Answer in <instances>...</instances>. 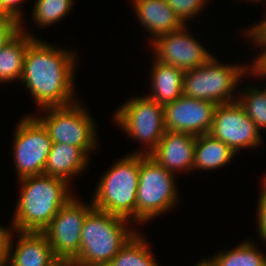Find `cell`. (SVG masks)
Segmentation results:
<instances>
[{
    "mask_svg": "<svg viewBox=\"0 0 266 266\" xmlns=\"http://www.w3.org/2000/svg\"><path fill=\"white\" fill-rule=\"evenodd\" d=\"M98 266H114L112 263H108V264H101V265H98Z\"/></svg>",
    "mask_w": 266,
    "mask_h": 266,
    "instance_id": "obj_34",
    "label": "cell"
},
{
    "mask_svg": "<svg viewBox=\"0 0 266 266\" xmlns=\"http://www.w3.org/2000/svg\"><path fill=\"white\" fill-rule=\"evenodd\" d=\"M14 233L13 230L9 239L8 266H56L60 263L42 232H16L19 236L16 247L12 243Z\"/></svg>",
    "mask_w": 266,
    "mask_h": 266,
    "instance_id": "obj_15",
    "label": "cell"
},
{
    "mask_svg": "<svg viewBox=\"0 0 266 266\" xmlns=\"http://www.w3.org/2000/svg\"><path fill=\"white\" fill-rule=\"evenodd\" d=\"M253 26H249L247 30H245L244 34L246 37L254 41V44L258 47L266 46V17L262 19L258 24H252Z\"/></svg>",
    "mask_w": 266,
    "mask_h": 266,
    "instance_id": "obj_29",
    "label": "cell"
},
{
    "mask_svg": "<svg viewBox=\"0 0 266 266\" xmlns=\"http://www.w3.org/2000/svg\"><path fill=\"white\" fill-rule=\"evenodd\" d=\"M89 159L81 148L69 144L52 143L43 174L62 178L70 184L72 177L85 170Z\"/></svg>",
    "mask_w": 266,
    "mask_h": 266,
    "instance_id": "obj_17",
    "label": "cell"
},
{
    "mask_svg": "<svg viewBox=\"0 0 266 266\" xmlns=\"http://www.w3.org/2000/svg\"><path fill=\"white\" fill-rule=\"evenodd\" d=\"M236 153L210 133L197 136L193 170H215L228 165Z\"/></svg>",
    "mask_w": 266,
    "mask_h": 266,
    "instance_id": "obj_20",
    "label": "cell"
},
{
    "mask_svg": "<svg viewBox=\"0 0 266 266\" xmlns=\"http://www.w3.org/2000/svg\"><path fill=\"white\" fill-rule=\"evenodd\" d=\"M128 224L130 226V220L126 218L93 208L83 222L80 252L71 263L76 266L111 263L137 232Z\"/></svg>",
    "mask_w": 266,
    "mask_h": 266,
    "instance_id": "obj_3",
    "label": "cell"
},
{
    "mask_svg": "<svg viewBox=\"0 0 266 266\" xmlns=\"http://www.w3.org/2000/svg\"><path fill=\"white\" fill-rule=\"evenodd\" d=\"M23 28L21 25V30L0 49V84L21 80L25 53L37 37Z\"/></svg>",
    "mask_w": 266,
    "mask_h": 266,
    "instance_id": "obj_19",
    "label": "cell"
},
{
    "mask_svg": "<svg viewBox=\"0 0 266 266\" xmlns=\"http://www.w3.org/2000/svg\"><path fill=\"white\" fill-rule=\"evenodd\" d=\"M242 242L235 249L218 252L210 261L214 266H266V255L255 243L250 240Z\"/></svg>",
    "mask_w": 266,
    "mask_h": 266,
    "instance_id": "obj_22",
    "label": "cell"
},
{
    "mask_svg": "<svg viewBox=\"0 0 266 266\" xmlns=\"http://www.w3.org/2000/svg\"><path fill=\"white\" fill-rule=\"evenodd\" d=\"M197 136L189 133L166 131L149 154L159 165L173 172L193 170Z\"/></svg>",
    "mask_w": 266,
    "mask_h": 266,
    "instance_id": "obj_14",
    "label": "cell"
},
{
    "mask_svg": "<svg viewBox=\"0 0 266 266\" xmlns=\"http://www.w3.org/2000/svg\"><path fill=\"white\" fill-rule=\"evenodd\" d=\"M174 176L149 155L140 154L136 224H145L173 209L179 196Z\"/></svg>",
    "mask_w": 266,
    "mask_h": 266,
    "instance_id": "obj_6",
    "label": "cell"
},
{
    "mask_svg": "<svg viewBox=\"0 0 266 266\" xmlns=\"http://www.w3.org/2000/svg\"><path fill=\"white\" fill-rule=\"evenodd\" d=\"M261 131L247 116L238 101L217 105L210 134L224 142L234 153L259 146Z\"/></svg>",
    "mask_w": 266,
    "mask_h": 266,
    "instance_id": "obj_11",
    "label": "cell"
},
{
    "mask_svg": "<svg viewBox=\"0 0 266 266\" xmlns=\"http://www.w3.org/2000/svg\"><path fill=\"white\" fill-rule=\"evenodd\" d=\"M75 0H36L33 6V22L40 27L51 26L68 15Z\"/></svg>",
    "mask_w": 266,
    "mask_h": 266,
    "instance_id": "obj_23",
    "label": "cell"
},
{
    "mask_svg": "<svg viewBox=\"0 0 266 266\" xmlns=\"http://www.w3.org/2000/svg\"><path fill=\"white\" fill-rule=\"evenodd\" d=\"M151 69L152 92L146 95L148 98L164 106L175 101L183 95L184 71L172 65H166L154 59Z\"/></svg>",
    "mask_w": 266,
    "mask_h": 266,
    "instance_id": "obj_18",
    "label": "cell"
},
{
    "mask_svg": "<svg viewBox=\"0 0 266 266\" xmlns=\"http://www.w3.org/2000/svg\"><path fill=\"white\" fill-rule=\"evenodd\" d=\"M0 266H8V264L7 263H4V264H1Z\"/></svg>",
    "mask_w": 266,
    "mask_h": 266,
    "instance_id": "obj_36",
    "label": "cell"
},
{
    "mask_svg": "<svg viewBox=\"0 0 266 266\" xmlns=\"http://www.w3.org/2000/svg\"><path fill=\"white\" fill-rule=\"evenodd\" d=\"M216 104L182 95L164 105L167 131L189 133L194 136L207 134L212 128Z\"/></svg>",
    "mask_w": 266,
    "mask_h": 266,
    "instance_id": "obj_13",
    "label": "cell"
},
{
    "mask_svg": "<svg viewBox=\"0 0 266 266\" xmlns=\"http://www.w3.org/2000/svg\"><path fill=\"white\" fill-rule=\"evenodd\" d=\"M249 88L239 93L237 101L260 131L266 128V90L253 86Z\"/></svg>",
    "mask_w": 266,
    "mask_h": 266,
    "instance_id": "obj_24",
    "label": "cell"
},
{
    "mask_svg": "<svg viewBox=\"0 0 266 266\" xmlns=\"http://www.w3.org/2000/svg\"><path fill=\"white\" fill-rule=\"evenodd\" d=\"M115 112L113 120L118 124L117 126L133 140L145 145V149L135 154L149 155L167 131L164 107L147 96L131 98Z\"/></svg>",
    "mask_w": 266,
    "mask_h": 266,
    "instance_id": "obj_8",
    "label": "cell"
},
{
    "mask_svg": "<svg viewBox=\"0 0 266 266\" xmlns=\"http://www.w3.org/2000/svg\"><path fill=\"white\" fill-rule=\"evenodd\" d=\"M135 16L151 33V41L157 37L179 30L184 24L176 16L166 0H132Z\"/></svg>",
    "mask_w": 266,
    "mask_h": 266,
    "instance_id": "obj_16",
    "label": "cell"
},
{
    "mask_svg": "<svg viewBox=\"0 0 266 266\" xmlns=\"http://www.w3.org/2000/svg\"><path fill=\"white\" fill-rule=\"evenodd\" d=\"M208 1V0H207ZM206 0H166L167 4L174 10L176 16L186 25L187 20L194 18L203 10L208 3ZM189 18V19H188Z\"/></svg>",
    "mask_w": 266,
    "mask_h": 266,
    "instance_id": "obj_25",
    "label": "cell"
},
{
    "mask_svg": "<svg viewBox=\"0 0 266 266\" xmlns=\"http://www.w3.org/2000/svg\"><path fill=\"white\" fill-rule=\"evenodd\" d=\"M46 116L34 115L45 127L52 143L81 148L88 156L97 147L96 124L85 106L76 101L67 106L40 109ZM45 116V117H44Z\"/></svg>",
    "mask_w": 266,
    "mask_h": 266,
    "instance_id": "obj_7",
    "label": "cell"
},
{
    "mask_svg": "<svg viewBox=\"0 0 266 266\" xmlns=\"http://www.w3.org/2000/svg\"><path fill=\"white\" fill-rule=\"evenodd\" d=\"M24 0H0V16H6L17 20L21 25L23 24V13L21 11V3Z\"/></svg>",
    "mask_w": 266,
    "mask_h": 266,
    "instance_id": "obj_28",
    "label": "cell"
},
{
    "mask_svg": "<svg viewBox=\"0 0 266 266\" xmlns=\"http://www.w3.org/2000/svg\"><path fill=\"white\" fill-rule=\"evenodd\" d=\"M112 165L101 176L92 204L95 209L133 220L136 224L140 154H126Z\"/></svg>",
    "mask_w": 266,
    "mask_h": 266,
    "instance_id": "obj_4",
    "label": "cell"
},
{
    "mask_svg": "<svg viewBox=\"0 0 266 266\" xmlns=\"http://www.w3.org/2000/svg\"><path fill=\"white\" fill-rule=\"evenodd\" d=\"M266 175H264L261 186V193L258 200L257 217L258 225L257 230L259 231L260 238L266 242Z\"/></svg>",
    "mask_w": 266,
    "mask_h": 266,
    "instance_id": "obj_27",
    "label": "cell"
},
{
    "mask_svg": "<svg viewBox=\"0 0 266 266\" xmlns=\"http://www.w3.org/2000/svg\"><path fill=\"white\" fill-rule=\"evenodd\" d=\"M20 196L12 217L15 232H42L73 194L59 177L36 175L19 179Z\"/></svg>",
    "mask_w": 266,
    "mask_h": 266,
    "instance_id": "obj_2",
    "label": "cell"
},
{
    "mask_svg": "<svg viewBox=\"0 0 266 266\" xmlns=\"http://www.w3.org/2000/svg\"><path fill=\"white\" fill-rule=\"evenodd\" d=\"M262 50L257 55L255 56L256 59L252 62L251 65L248 67V75H253V76H261L263 78L266 77V46H261ZM251 66V68H250ZM251 70V71H250Z\"/></svg>",
    "mask_w": 266,
    "mask_h": 266,
    "instance_id": "obj_30",
    "label": "cell"
},
{
    "mask_svg": "<svg viewBox=\"0 0 266 266\" xmlns=\"http://www.w3.org/2000/svg\"><path fill=\"white\" fill-rule=\"evenodd\" d=\"M247 73L246 65L222 64L212 56L203 65L184 72L183 95L216 105L237 101L232 93Z\"/></svg>",
    "mask_w": 266,
    "mask_h": 266,
    "instance_id": "obj_5",
    "label": "cell"
},
{
    "mask_svg": "<svg viewBox=\"0 0 266 266\" xmlns=\"http://www.w3.org/2000/svg\"><path fill=\"white\" fill-rule=\"evenodd\" d=\"M76 62V53L52 46L40 38L28 45L20 83L30 90L38 110L77 101L74 96Z\"/></svg>",
    "mask_w": 266,
    "mask_h": 266,
    "instance_id": "obj_1",
    "label": "cell"
},
{
    "mask_svg": "<svg viewBox=\"0 0 266 266\" xmlns=\"http://www.w3.org/2000/svg\"><path fill=\"white\" fill-rule=\"evenodd\" d=\"M248 1L261 2L262 0H247V2Z\"/></svg>",
    "mask_w": 266,
    "mask_h": 266,
    "instance_id": "obj_35",
    "label": "cell"
},
{
    "mask_svg": "<svg viewBox=\"0 0 266 266\" xmlns=\"http://www.w3.org/2000/svg\"><path fill=\"white\" fill-rule=\"evenodd\" d=\"M56 266H76L71 262H60L59 264H57Z\"/></svg>",
    "mask_w": 266,
    "mask_h": 266,
    "instance_id": "obj_33",
    "label": "cell"
},
{
    "mask_svg": "<svg viewBox=\"0 0 266 266\" xmlns=\"http://www.w3.org/2000/svg\"><path fill=\"white\" fill-rule=\"evenodd\" d=\"M90 203L80 202L73 195L42 231L60 262H71L79 254L83 222L94 208Z\"/></svg>",
    "mask_w": 266,
    "mask_h": 266,
    "instance_id": "obj_10",
    "label": "cell"
},
{
    "mask_svg": "<svg viewBox=\"0 0 266 266\" xmlns=\"http://www.w3.org/2000/svg\"><path fill=\"white\" fill-rule=\"evenodd\" d=\"M16 127L13 157L18 179L42 175L52 146L47 130L33 115L23 117Z\"/></svg>",
    "mask_w": 266,
    "mask_h": 266,
    "instance_id": "obj_9",
    "label": "cell"
},
{
    "mask_svg": "<svg viewBox=\"0 0 266 266\" xmlns=\"http://www.w3.org/2000/svg\"><path fill=\"white\" fill-rule=\"evenodd\" d=\"M12 230L11 226L10 229L8 227L0 226V265L7 263L8 245Z\"/></svg>",
    "mask_w": 266,
    "mask_h": 266,
    "instance_id": "obj_31",
    "label": "cell"
},
{
    "mask_svg": "<svg viewBox=\"0 0 266 266\" xmlns=\"http://www.w3.org/2000/svg\"><path fill=\"white\" fill-rule=\"evenodd\" d=\"M194 266H214V264L210 259H202V261L197 262Z\"/></svg>",
    "mask_w": 266,
    "mask_h": 266,
    "instance_id": "obj_32",
    "label": "cell"
},
{
    "mask_svg": "<svg viewBox=\"0 0 266 266\" xmlns=\"http://www.w3.org/2000/svg\"><path fill=\"white\" fill-rule=\"evenodd\" d=\"M151 46L155 52L153 58L158 62L175 66L184 72L203 65L213 56L190 35L186 25L157 37Z\"/></svg>",
    "mask_w": 266,
    "mask_h": 266,
    "instance_id": "obj_12",
    "label": "cell"
},
{
    "mask_svg": "<svg viewBox=\"0 0 266 266\" xmlns=\"http://www.w3.org/2000/svg\"><path fill=\"white\" fill-rule=\"evenodd\" d=\"M21 24L12 18L0 16V49L4 47L19 31Z\"/></svg>",
    "mask_w": 266,
    "mask_h": 266,
    "instance_id": "obj_26",
    "label": "cell"
},
{
    "mask_svg": "<svg viewBox=\"0 0 266 266\" xmlns=\"http://www.w3.org/2000/svg\"><path fill=\"white\" fill-rule=\"evenodd\" d=\"M152 249L137 231L113 258L114 266H160L154 258Z\"/></svg>",
    "mask_w": 266,
    "mask_h": 266,
    "instance_id": "obj_21",
    "label": "cell"
}]
</instances>
